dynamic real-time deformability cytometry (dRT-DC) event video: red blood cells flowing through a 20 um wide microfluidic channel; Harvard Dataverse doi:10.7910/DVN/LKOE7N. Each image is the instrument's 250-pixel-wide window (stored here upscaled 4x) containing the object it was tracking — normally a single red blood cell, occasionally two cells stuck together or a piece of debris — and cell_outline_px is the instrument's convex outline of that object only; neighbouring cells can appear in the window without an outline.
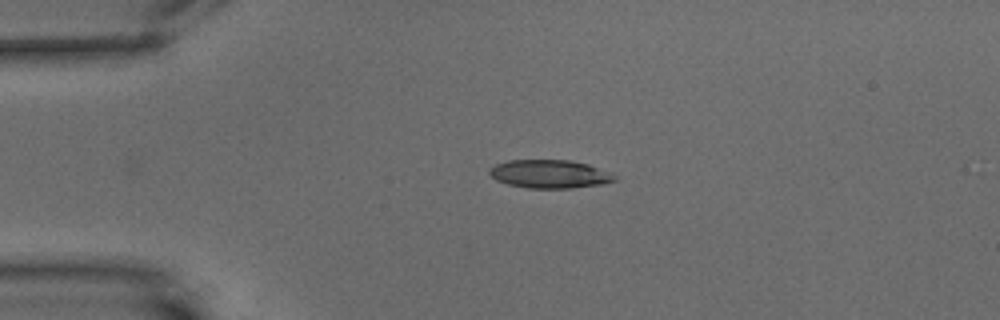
{"species": "common noctule bat (a hibernating species)", "species_latin": "Nyctalus noctula", "temperature_condition": "warm", "stored_images_in_passage": 46, "camera_frame_rate_fps": 3000, "um_per_image_px": 0.085, "animal": {"sex": "male", "body_mass_g": 15.6}, "frame": {"image": 1, "passage_image": 1, "time_ms": 0.0, "image_size_px": [1000, 320], "cell_outline_px": [[616, 180], [604, 184], [572, 188], [528, 188], [508, 184], [496, 180], [488, 172], [488, 168], [496, 164], [508, 160], [568, 160], [588, 164], [612, 172], [616, 176]], "centroid_in_image_um": [46.74, 14.79], "position_along_channel_um": 38.3, "area_um2": 20.81}}
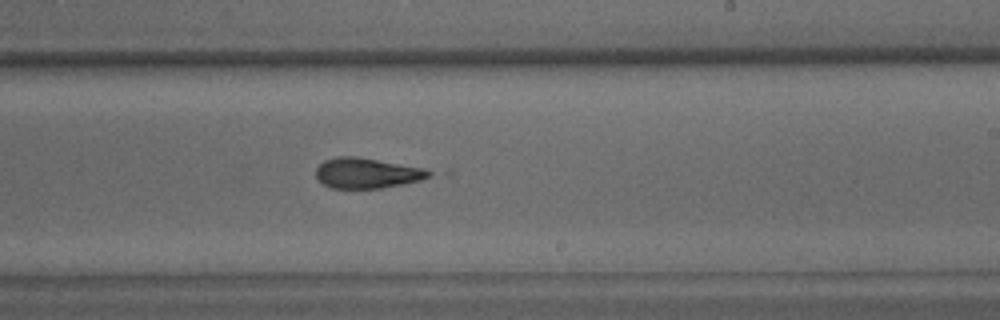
{"frame": {"image": 2, "passage_image": 23, "time_ms": 7.333, "image_size_px": [1000, 320], "cell_outline_px": [[432, 176], [420, 180], [380, 188], [332, 188], [324, 184], [316, 176], [316, 168], [324, 160], [336, 156], [356, 156], [424, 168], [432, 172]], "centroid_in_image_um": [31.17, 14.7], "position_along_channel_um": 257.8, "area_um2": 19.83}}
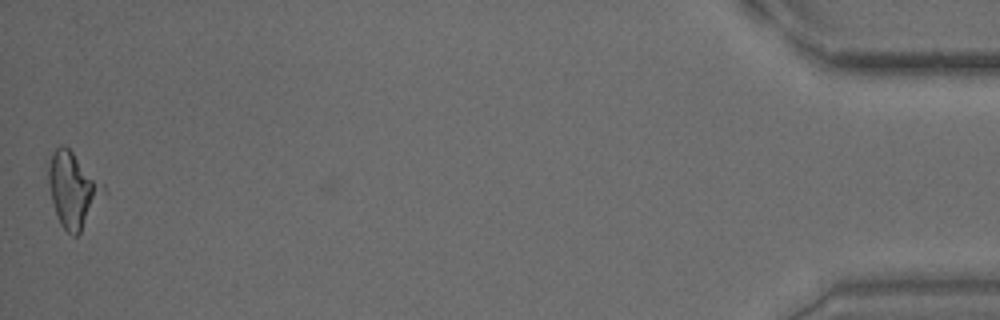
{"frame": {"image": 3, "passage_image": 46, "time_ms": 15.0, "image_size_px": [1000, 320], "cell_outline_px": [[108, 196], [80, 232], [76, 236], [72, 236], [60, 224], [52, 200], [48, 180], [48, 164], [52, 152], [60, 144], [64, 144], [104, 184], [108, 192]], "centroid_in_image_um": [6.27, 16.15], "position_along_channel_um": 428.9, "area_um2": 24.45}, "authors_computed_cell_mechanics": {"area_um2": 20.9814, "velocity_mm_per_s": 3.4433, "shape_relaxation_time_tau1_ms": null, "shape_relaxation_time_tau2_ms": 1.9766, "deformation_change_tau1": null, "deformation_change_tau2": 0.0999}}